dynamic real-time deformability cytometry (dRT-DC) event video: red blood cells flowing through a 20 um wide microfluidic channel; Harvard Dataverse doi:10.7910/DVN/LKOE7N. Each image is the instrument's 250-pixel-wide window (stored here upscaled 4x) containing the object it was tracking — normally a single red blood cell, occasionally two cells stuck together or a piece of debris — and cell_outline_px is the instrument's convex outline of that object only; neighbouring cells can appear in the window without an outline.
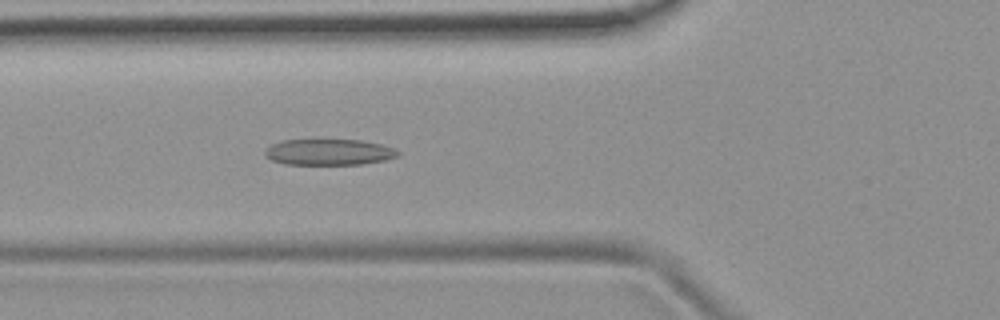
{"species": "common noctule bat (a hibernating species)", "species_latin": "Nyctalus noctula", "temperature_condition": "room temperature", "stored_images_in_passage": 52, "camera_frame_rate_fps": 3000, "um_per_image_px": 0.085, "animal": {"sex": "female", "body_mass_g": 19.9}, "frame": {"image": 1, "passage_image": 19, "time_ms": 6.0, "image_size_px": [1000, 320], "cell_outline_px": [[400, 152], [396, 156], [384, 160], [360, 164], [284, 164], [272, 160], [264, 156], [264, 152], [272, 144], [280, 140], [360, 140], [380, 144], [392, 148]], "centroid_in_image_um": [27.91, 12.93], "position_along_channel_um": 97.9, "area_um2": 19.94}}
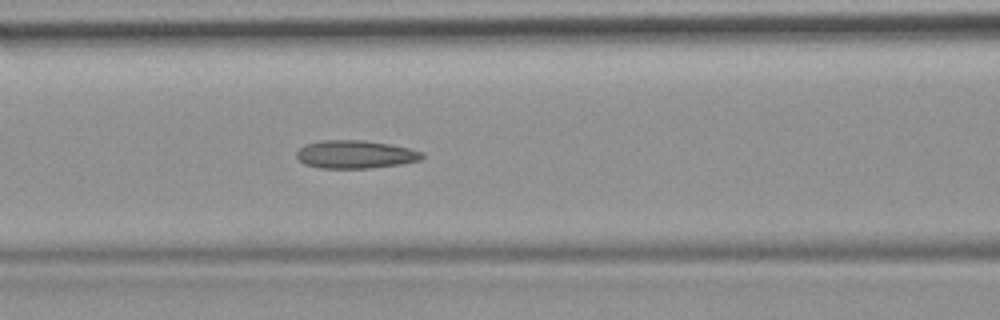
{"frame": {"image": 2, "passage_image": 22, "time_ms": 7.0, "image_size_px": [1000, 320], "cell_outline_px": [[424, 156], [420, 160], [400, 164], [368, 168], [320, 168], [304, 164], [296, 156], [296, 152], [304, 144], [320, 140], [364, 140], [388, 144], [408, 148], [424, 152]], "centroid_in_image_um": [30.18, 13.12], "position_along_channel_um": 136.4, "area_um2": 20.52}}
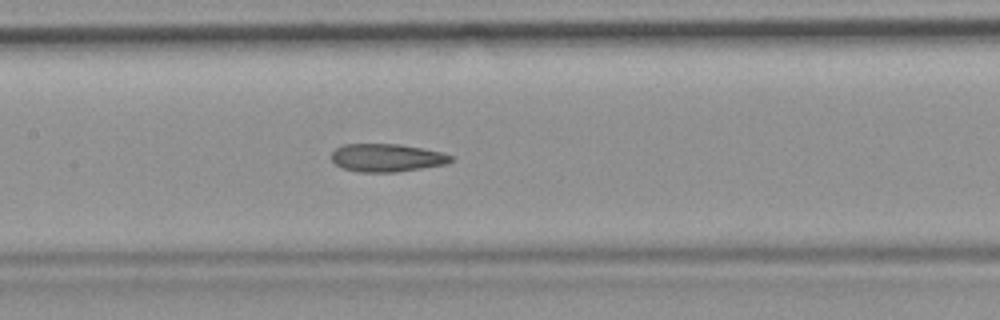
{"frame": {"image": 3, "passage_image": 25, "time_ms": 8.0, "image_size_px": [1000, 320], "cell_outline_px": [[456, 156], [448, 164], [396, 172], [360, 172], [344, 168], [336, 164], [332, 160], [332, 152], [336, 148], [344, 144], [400, 144], [424, 148], [444, 152]], "centroid_in_image_um": [32.95, 13.4], "position_along_channel_um": 174.4, "area_um2": 19.65}, "authors_computed_cell_mechanics": {"area_um2": 20.7213, "velocity_mm_per_s": 3.8143, "shape_relaxation_time_tau1_ms": null, "shape_relaxation_time_tau2_ms": 2.0496, "deformation_change_tau1": null, "deformation_change_tau2": 0.0913}}